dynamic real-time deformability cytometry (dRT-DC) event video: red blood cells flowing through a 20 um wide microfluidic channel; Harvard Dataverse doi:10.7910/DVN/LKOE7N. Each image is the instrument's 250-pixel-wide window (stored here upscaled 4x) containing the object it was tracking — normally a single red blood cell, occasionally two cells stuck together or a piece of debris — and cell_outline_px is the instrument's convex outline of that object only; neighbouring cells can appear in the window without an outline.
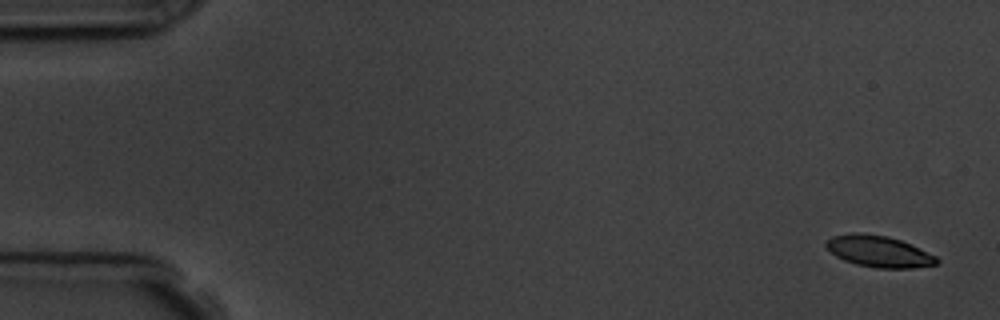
{"species": "common noctule bat (a hibernating species)", "species_latin": "Nyctalus noctula", "temperature_condition": "room temperature", "stored_images_in_passage": 6, "camera_frame_rate_fps": 3000, "um_per_image_px": 0.085, "animal": {"sex": "male", "body_mass_g": 19.5, "forearm_length_mm": 54.6}, "frame": {"image": 1, "passage_image": 1, "time_ms": 0.0, "image_size_px": [1000, 320], "cell_outline_px": [[940, 260], [936, 264], [912, 268], [876, 268], [856, 264], [844, 260], [836, 256], [824, 244], [832, 236], [852, 232], [860, 232], [888, 236], [900, 240], [936, 256]], "centroid_in_image_um": [74.68, 21.36], "position_along_channel_um": 10.3, "area_um2": 20.11}}
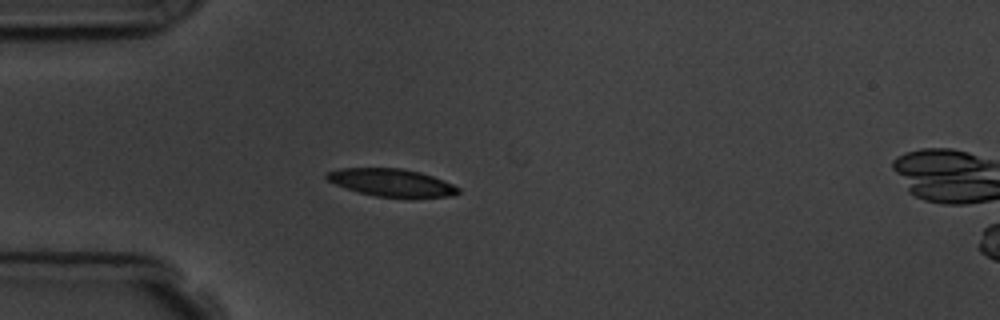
{"frame": {"image": 2, "passage_image": 5, "time_ms": 4.667, "image_size_px": [1000, 320], "cell_outline_px": [[460, 192], [452, 196], [412, 200], [408, 200], [376, 196], [360, 192], [336, 184], [328, 180], [324, 176], [328, 172], [340, 168], [400, 168], [420, 172], [444, 180], [460, 188]], "centroid_in_image_um": [33.38, 15.56], "position_along_channel_um": 51.6, "area_um2": 21.73}}